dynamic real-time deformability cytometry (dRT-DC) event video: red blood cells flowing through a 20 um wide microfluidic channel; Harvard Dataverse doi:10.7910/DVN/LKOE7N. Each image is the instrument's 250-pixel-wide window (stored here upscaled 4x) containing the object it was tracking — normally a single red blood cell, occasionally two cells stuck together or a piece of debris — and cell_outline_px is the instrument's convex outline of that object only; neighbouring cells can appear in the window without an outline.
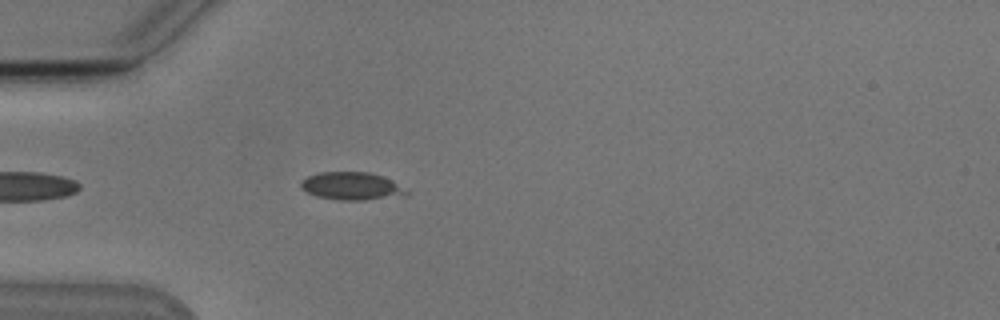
{"species": "Egyptian fruit bat (a non-hibernating species)", "species_latin": "Rousettus aegyptiacus", "temperature_condition": "cold", "stored_images_in_passage": 43, "camera_frame_rate_fps": 3000, "um_per_image_px": 0.085, "animal": {"sex": "male"}, "frame": {"image": 1, "passage_image": 5, "time_ms": 1.333, "image_size_px": [1000, 320], "cell_outline_px": [[408, 196], [364, 200], [340, 200], [316, 196], [300, 188], [300, 180], [308, 176], [320, 172], [368, 172], [392, 180], [408, 192]], "centroid_in_image_um": [29.88, 15.83], "position_along_channel_um": 55.1, "area_um2": 17.11}}
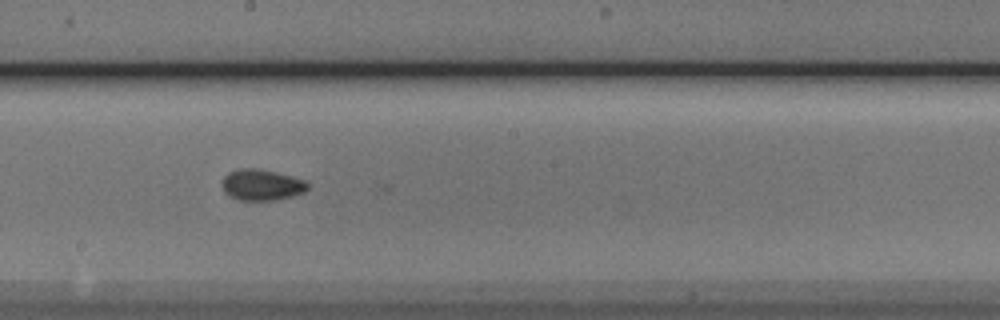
{"frame": {"image": 2, "passage_image": 19, "time_ms": 6.0, "image_size_px": [1000, 320], "cell_outline_px": [[308, 188], [304, 192], [292, 196], [272, 200], [240, 200], [228, 196], [224, 192], [224, 176], [228, 172], [240, 168], [256, 168], [276, 172], [292, 176], [304, 180], [308, 184]], "centroid_in_image_um": [22.24, 15.71], "position_along_channel_um": 226.0, "area_um2": 15.37}}
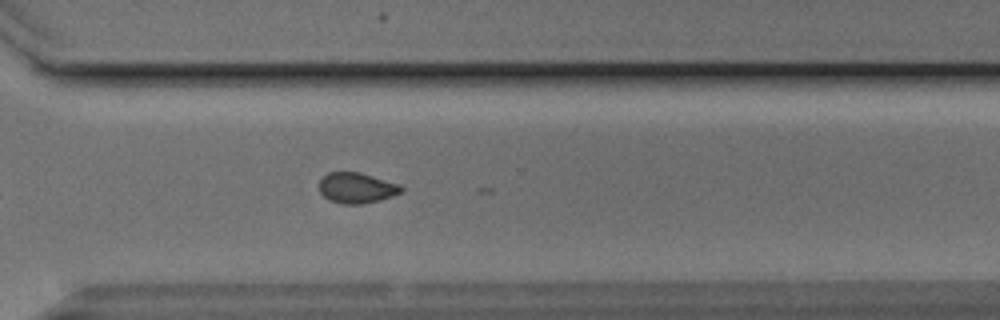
{"frame": {"image": 3, "passage_image": 28, "time_ms": 9.0, "image_size_px": [1000, 320], "cell_outline_px": [[404, 188], [400, 192], [392, 196], [360, 204], [344, 204], [328, 200], [320, 192], [320, 180], [328, 172], [360, 172], [400, 184]], "centroid_in_image_um": [30.3, 15.96], "position_along_channel_um": 340.3, "area_um2": 14.45}}